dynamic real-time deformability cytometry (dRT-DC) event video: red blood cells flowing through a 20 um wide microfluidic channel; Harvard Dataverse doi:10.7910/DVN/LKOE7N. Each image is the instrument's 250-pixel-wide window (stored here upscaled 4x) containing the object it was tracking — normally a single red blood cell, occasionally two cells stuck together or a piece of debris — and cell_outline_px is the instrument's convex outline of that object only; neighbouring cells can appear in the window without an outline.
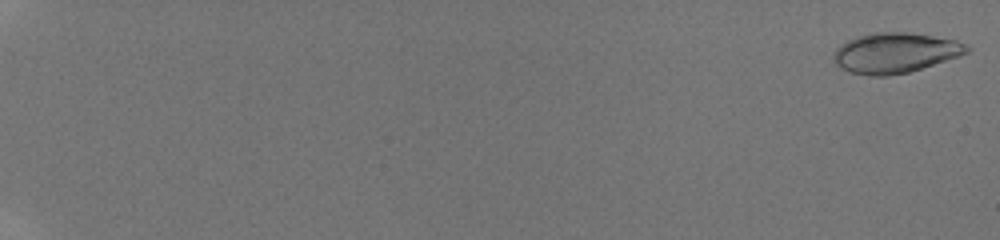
{"species": "human", "species_latin": "Homo sapiens", "temperature_condition": "room temperature", "stored_images_in_passage": 12, "camera_frame_rate_fps": 3000, "um_per_image_px": 0.085, "donor": {"sex": "male"}, "frame": {"image": 1, "passage_image": 1, "time_ms": 0.0, "image_size_px": [1000, 240], "cell_outline_px": [[972, 48], [968, 52], [960, 56], [908, 72], [888, 76], [868, 76], [852, 72], [836, 64], [836, 48], [840, 44], [848, 40], [860, 36], [876, 32], [908, 32], [956, 40], [968, 44]], "centroid_in_image_um": [76.15, 4.49], "position_along_channel_um": 8.8, "area_um2": 30.87}}
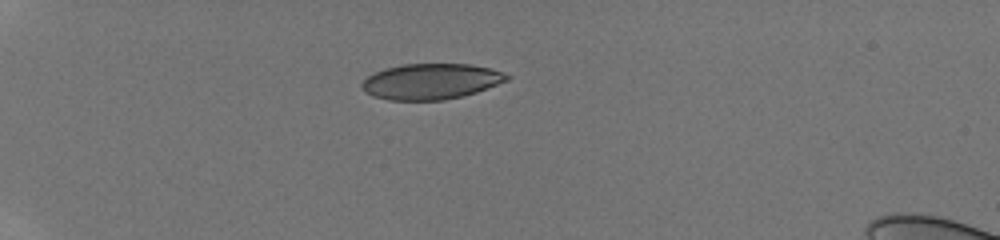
{"frame": {"image": 2, "passage_image": 9, "time_ms": 5.667, "image_size_px": [1000, 240], "cell_outline_px": [[512, 76], [508, 80], [476, 92], [444, 100], [388, 100], [372, 96], [364, 92], [360, 88], [360, 84], [368, 76], [384, 68], [404, 64], [472, 64], [492, 68]], "centroid_in_image_um": [36.61, 6.92], "position_along_channel_um": 48.4, "area_um2": 30.29}}
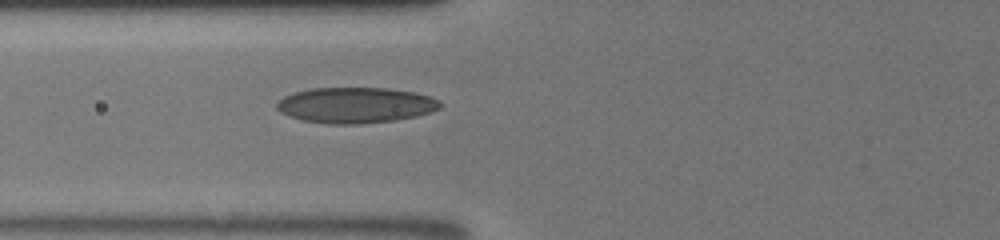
{"frame": {"image": 3, "passage_image": 12, "time_ms": 8.0, "image_size_px": [1000, 240], "cell_outline_px": [[444, 104], [440, 108], [432, 112], [416, 116], [392, 120], [360, 124], [328, 124], [304, 120], [288, 116], [280, 112], [276, 108], [276, 104], [284, 96], [296, 92], [312, 88], [388, 88], [416, 92], [440, 100]], "centroid_in_image_um": [30.25, 8.94], "position_along_channel_um": 95.5, "area_um2": 34.04}}